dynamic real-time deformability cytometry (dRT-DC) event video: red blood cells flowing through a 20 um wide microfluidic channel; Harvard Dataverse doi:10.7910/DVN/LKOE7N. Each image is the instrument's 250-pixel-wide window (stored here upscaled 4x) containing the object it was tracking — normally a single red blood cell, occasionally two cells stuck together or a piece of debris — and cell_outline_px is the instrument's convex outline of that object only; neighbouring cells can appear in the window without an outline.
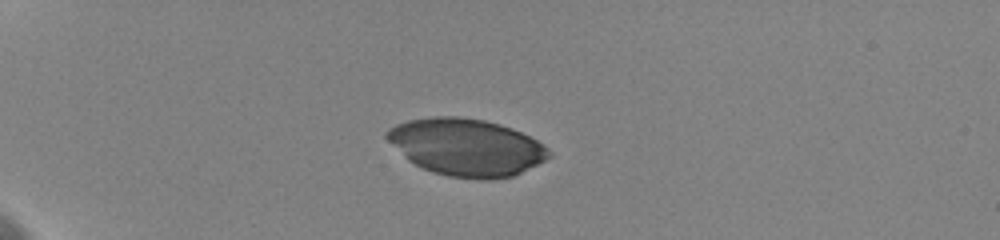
{"species": "human", "species_latin": "Homo sapiens", "temperature_condition": "cold", "stored_images_in_passage": 11, "camera_frame_rate_fps": 3000, "um_per_image_px": 0.085, "donor": {"sex": "female"}, "frame": {"image": 1, "passage_image": 7, "time_ms": 5.0, "image_size_px": [1000, 240], "cell_outline_px": [[552, 156], [512, 176], [488, 180], [480, 180], [448, 176], [432, 172], [408, 160], [384, 136], [388, 128], [396, 124], [408, 120], [432, 116], [456, 116], [484, 120], [500, 124], [512, 128], [544, 144], [552, 152]], "centroid_in_image_um": [39.63, 12.5], "position_along_channel_um": 45.4, "area_um2": 53.81}}